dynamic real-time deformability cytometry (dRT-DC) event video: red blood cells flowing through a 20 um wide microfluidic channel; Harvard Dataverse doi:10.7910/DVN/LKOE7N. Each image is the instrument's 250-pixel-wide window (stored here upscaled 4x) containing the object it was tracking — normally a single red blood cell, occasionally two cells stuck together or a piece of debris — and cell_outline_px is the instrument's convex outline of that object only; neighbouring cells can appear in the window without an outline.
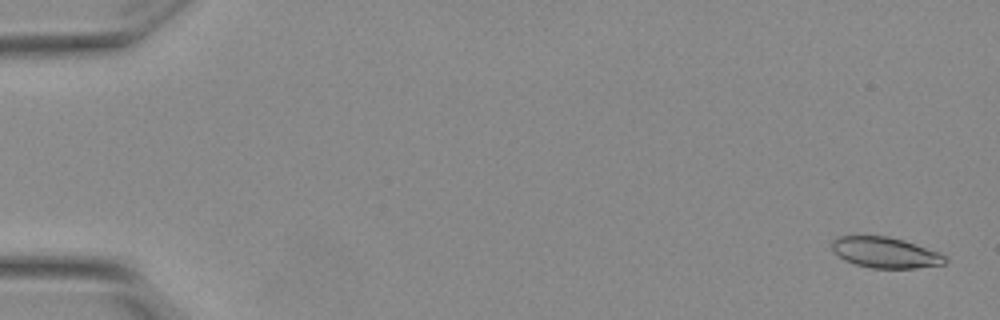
{"species": "Egyptian fruit bat (a non-hibernating species)", "species_latin": "Rousettus aegyptiacus", "temperature_condition": "warm", "stored_images_in_passage": 17, "camera_frame_rate_fps": 3000, "um_per_image_px": 0.085, "animal": {"sex": "female"}, "frame": {"image": 1, "passage_image": 2, "time_ms": 0.333, "image_size_px": [1000, 320], "cell_outline_px": [[948, 260], [944, 264], [916, 268], [872, 268], [856, 264], [844, 260], [832, 248], [832, 240], [840, 236], [888, 236], [904, 240], [940, 252], [948, 256]], "centroid_in_image_um": [75.31, 21.46], "position_along_channel_um": 9.7, "area_um2": 20.29}}
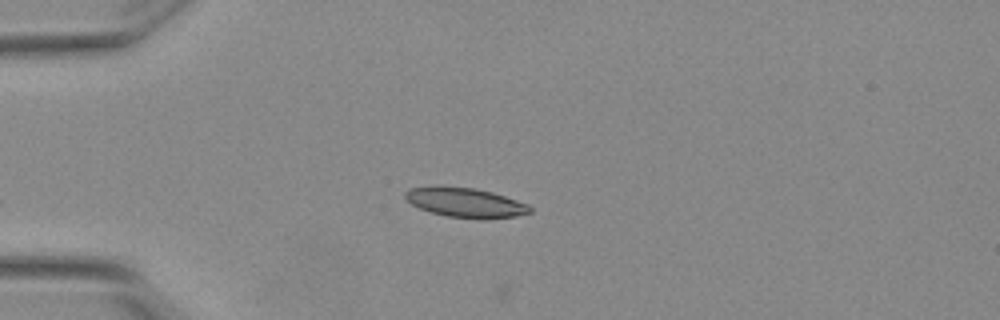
{"frame": {"image": 2, "passage_image": 15, "time_ms": 4.667, "image_size_px": [1000, 320], "cell_outline_px": [[532, 212], [516, 216], [480, 220], [448, 216], [432, 212], [420, 208], [412, 204], [404, 196], [404, 192], [412, 188], [476, 188], [492, 192], [528, 204], [532, 208]], "centroid_in_image_um": [39.64, 17.26], "position_along_channel_um": 45.4, "area_um2": 20.92}}